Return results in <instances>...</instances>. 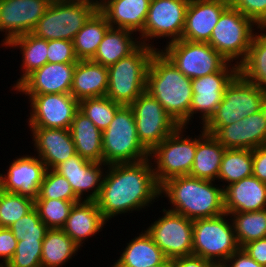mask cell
<instances>
[{
    "label": "cell",
    "instance_id": "cell-1",
    "mask_svg": "<svg viewBox=\"0 0 266 267\" xmlns=\"http://www.w3.org/2000/svg\"><path fill=\"white\" fill-rule=\"evenodd\" d=\"M150 158L135 163L108 165L100 193L95 200L103 218L108 221L128 211H140L160 195ZM107 173V174H106Z\"/></svg>",
    "mask_w": 266,
    "mask_h": 267
},
{
    "label": "cell",
    "instance_id": "cell-2",
    "mask_svg": "<svg viewBox=\"0 0 266 267\" xmlns=\"http://www.w3.org/2000/svg\"><path fill=\"white\" fill-rule=\"evenodd\" d=\"M186 77L160 50L152 55L147 70L146 91L179 125L189 124L193 91Z\"/></svg>",
    "mask_w": 266,
    "mask_h": 267
},
{
    "label": "cell",
    "instance_id": "cell-3",
    "mask_svg": "<svg viewBox=\"0 0 266 267\" xmlns=\"http://www.w3.org/2000/svg\"><path fill=\"white\" fill-rule=\"evenodd\" d=\"M215 186L211 180L176 176L160 185V195L169 198L170 211L191 220L210 218L225 213L223 188Z\"/></svg>",
    "mask_w": 266,
    "mask_h": 267
},
{
    "label": "cell",
    "instance_id": "cell-4",
    "mask_svg": "<svg viewBox=\"0 0 266 267\" xmlns=\"http://www.w3.org/2000/svg\"><path fill=\"white\" fill-rule=\"evenodd\" d=\"M158 48L141 44L127 57L108 69L106 96L116 103L130 106L144 91L150 59Z\"/></svg>",
    "mask_w": 266,
    "mask_h": 267
},
{
    "label": "cell",
    "instance_id": "cell-5",
    "mask_svg": "<svg viewBox=\"0 0 266 267\" xmlns=\"http://www.w3.org/2000/svg\"><path fill=\"white\" fill-rule=\"evenodd\" d=\"M97 10L98 0H52L31 33L47 41H73Z\"/></svg>",
    "mask_w": 266,
    "mask_h": 267
},
{
    "label": "cell",
    "instance_id": "cell-6",
    "mask_svg": "<svg viewBox=\"0 0 266 267\" xmlns=\"http://www.w3.org/2000/svg\"><path fill=\"white\" fill-rule=\"evenodd\" d=\"M103 163H135L150 156L137 135L133 109L122 105L107 129L102 131Z\"/></svg>",
    "mask_w": 266,
    "mask_h": 267
},
{
    "label": "cell",
    "instance_id": "cell-7",
    "mask_svg": "<svg viewBox=\"0 0 266 267\" xmlns=\"http://www.w3.org/2000/svg\"><path fill=\"white\" fill-rule=\"evenodd\" d=\"M266 106V92L247 81L239 73L226 87L215 113L202 126L221 128L251 116Z\"/></svg>",
    "mask_w": 266,
    "mask_h": 267
},
{
    "label": "cell",
    "instance_id": "cell-8",
    "mask_svg": "<svg viewBox=\"0 0 266 267\" xmlns=\"http://www.w3.org/2000/svg\"><path fill=\"white\" fill-rule=\"evenodd\" d=\"M227 216L230 215L224 213L220 216L193 220L192 255L221 266L240 248L233 222H228Z\"/></svg>",
    "mask_w": 266,
    "mask_h": 267
},
{
    "label": "cell",
    "instance_id": "cell-9",
    "mask_svg": "<svg viewBox=\"0 0 266 267\" xmlns=\"http://www.w3.org/2000/svg\"><path fill=\"white\" fill-rule=\"evenodd\" d=\"M256 23L230 5L222 12L211 33L209 44L227 61L239 65L252 43Z\"/></svg>",
    "mask_w": 266,
    "mask_h": 267
},
{
    "label": "cell",
    "instance_id": "cell-10",
    "mask_svg": "<svg viewBox=\"0 0 266 267\" xmlns=\"http://www.w3.org/2000/svg\"><path fill=\"white\" fill-rule=\"evenodd\" d=\"M184 129H186L184 126H179L149 153V158H155L153 162L156 165L153 171L159 185L170 178L190 174L196 153L197 138L184 137Z\"/></svg>",
    "mask_w": 266,
    "mask_h": 267
},
{
    "label": "cell",
    "instance_id": "cell-11",
    "mask_svg": "<svg viewBox=\"0 0 266 267\" xmlns=\"http://www.w3.org/2000/svg\"><path fill=\"white\" fill-rule=\"evenodd\" d=\"M161 52L191 79L216 73L229 62L209 43L182 39L168 43Z\"/></svg>",
    "mask_w": 266,
    "mask_h": 267
},
{
    "label": "cell",
    "instance_id": "cell-12",
    "mask_svg": "<svg viewBox=\"0 0 266 267\" xmlns=\"http://www.w3.org/2000/svg\"><path fill=\"white\" fill-rule=\"evenodd\" d=\"M140 143L151 152L172 134L179 125L162 105L144 91L131 105Z\"/></svg>",
    "mask_w": 266,
    "mask_h": 267
},
{
    "label": "cell",
    "instance_id": "cell-13",
    "mask_svg": "<svg viewBox=\"0 0 266 267\" xmlns=\"http://www.w3.org/2000/svg\"><path fill=\"white\" fill-rule=\"evenodd\" d=\"M161 218L152 223L146 232L169 260L192 255L193 220L166 210Z\"/></svg>",
    "mask_w": 266,
    "mask_h": 267
},
{
    "label": "cell",
    "instance_id": "cell-14",
    "mask_svg": "<svg viewBox=\"0 0 266 267\" xmlns=\"http://www.w3.org/2000/svg\"><path fill=\"white\" fill-rule=\"evenodd\" d=\"M190 0H151L147 18L140 37L141 44L151 46L146 41L168 37L169 42L180 40L185 27L186 10ZM148 38V39H147Z\"/></svg>",
    "mask_w": 266,
    "mask_h": 267
},
{
    "label": "cell",
    "instance_id": "cell-15",
    "mask_svg": "<svg viewBox=\"0 0 266 267\" xmlns=\"http://www.w3.org/2000/svg\"><path fill=\"white\" fill-rule=\"evenodd\" d=\"M31 102L30 128L70 129L79 101L70 93L25 94Z\"/></svg>",
    "mask_w": 266,
    "mask_h": 267
},
{
    "label": "cell",
    "instance_id": "cell-16",
    "mask_svg": "<svg viewBox=\"0 0 266 267\" xmlns=\"http://www.w3.org/2000/svg\"><path fill=\"white\" fill-rule=\"evenodd\" d=\"M229 62L218 72L192 79L193 91L190 105L189 121L193 114L200 112L202 125L215 113L223 99L226 87L238 74V65L231 67ZM231 67V68H230Z\"/></svg>",
    "mask_w": 266,
    "mask_h": 267
},
{
    "label": "cell",
    "instance_id": "cell-17",
    "mask_svg": "<svg viewBox=\"0 0 266 267\" xmlns=\"http://www.w3.org/2000/svg\"><path fill=\"white\" fill-rule=\"evenodd\" d=\"M52 0H0V31L3 45L31 33Z\"/></svg>",
    "mask_w": 266,
    "mask_h": 267
},
{
    "label": "cell",
    "instance_id": "cell-18",
    "mask_svg": "<svg viewBox=\"0 0 266 267\" xmlns=\"http://www.w3.org/2000/svg\"><path fill=\"white\" fill-rule=\"evenodd\" d=\"M226 149L253 150L266 145V106L251 116L221 128H202Z\"/></svg>",
    "mask_w": 266,
    "mask_h": 267
},
{
    "label": "cell",
    "instance_id": "cell-19",
    "mask_svg": "<svg viewBox=\"0 0 266 267\" xmlns=\"http://www.w3.org/2000/svg\"><path fill=\"white\" fill-rule=\"evenodd\" d=\"M107 164L92 162L80 157L77 153L58 164L53 170L62 175L70 183L75 195L82 201L85 194L90 192L84 200L95 201L102 187L104 171L103 166ZM103 171V172H102Z\"/></svg>",
    "mask_w": 266,
    "mask_h": 267
},
{
    "label": "cell",
    "instance_id": "cell-20",
    "mask_svg": "<svg viewBox=\"0 0 266 267\" xmlns=\"http://www.w3.org/2000/svg\"><path fill=\"white\" fill-rule=\"evenodd\" d=\"M76 63H46L29 74L14 90L23 94L70 93Z\"/></svg>",
    "mask_w": 266,
    "mask_h": 267
},
{
    "label": "cell",
    "instance_id": "cell-21",
    "mask_svg": "<svg viewBox=\"0 0 266 267\" xmlns=\"http://www.w3.org/2000/svg\"><path fill=\"white\" fill-rule=\"evenodd\" d=\"M228 6L229 0H190L181 39L208 43L212 30Z\"/></svg>",
    "mask_w": 266,
    "mask_h": 267
},
{
    "label": "cell",
    "instance_id": "cell-22",
    "mask_svg": "<svg viewBox=\"0 0 266 267\" xmlns=\"http://www.w3.org/2000/svg\"><path fill=\"white\" fill-rule=\"evenodd\" d=\"M46 165L35 156L14 159L5 175L0 174L2 190L35 199L46 173Z\"/></svg>",
    "mask_w": 266,
    "mask_h": 267
},
{
    "label": "cell",
    "instance_id": "cell-23",
    "mask_svg": "<svg viewBox=\"0 0 266 267\" xmlns=\"http://www.w3.org/2000/svg\"><path fill=\"white\" fill-rule=\"evenodd\" d=\"M32 129V130H31ZM38 158L47 169H54L76 154L70 129L30 128Z\"/></svg>",
    "mask_w": 266,
    "mask_h": 267
},
{
    "label": "cell",
    "instance_id": "cell-24",
    "mask_svg": "<svg viewBox=\"0 0 266 267\" xmlns=\"http://www.w3.org/2000/svg\"><path fill=\"white\" fill-rule=\"evenodd\" d=\"M222 188L227 214L266 209V183L253 175Z\"/></svg>",
    "mask_w": 266,
    "mask_h": 267
},
{
    "label": "cell",
    "instance_id": "cell-25",
    "mask_svg": "<svg viewBox=\"0 0 266 267\" xmlns=\"http://www.w3.org/2000/svg\"><path fill=\"white\" fill-rule=\"evenodd\" d=\"M150 2L151 0H99L98 10L106 17L110 27L141 33Z\"/></svg>",
    "mask_w": 266,
    "mask_h": 267
},
{
    "label": "cell",
    "instance_id": "cell-26",
    "mask_svg": "<svg viewBox=\"0 0 266 267\" xmlns=\"http://www.w3.org/2000/svg\"><path fill=\"white\" fill-rule=\"evenodd\" d=\"M106 222L95 201L82 200L74 204L61 229L81 247L85 239L102 231Z\"/></svg>",
    "mask_w": 266,
    "mask_h": 267
},
{
    "label": "cell",
    "instance_id": "cell-27",
    "mask_svg": "<svg viewBox=\"0 0 266 267\" xmlns=\"http://www.w3.org/2000/svg\"><path fill=\"white\" fill-rule=\"evenodd\" d=\"M107 90V67L92 60H79L76 63L70 91L76 100L106 96Z\"/></svg>",
    "mask_w": 266,
    "mask_h": 267
},
{
    "label": "cell",
    "instance_id": "cell-28",
    "mask_svg": "<svg viewBox=\"0 0 266 267\" xmlns=\"http://www.w3.org/2000/svg\"><path fill=\"white\" fill-rule=\"evenodd\" d=\"M70 132L76 153L80 157L103 163L102 131L80 110L74 116Z\"/></svg>",
    "mask_w": 266,
    "mask_h": 267
},
{
    "label": "cell",
    "instance_id": "cell-29",
    "mask_svg": "<svg viewBox=\"0 0 266 267\" xmlns=\"http://www.w3.org/2000/svg\"><path fill=\"white\" fill-rule=\"evenodd\" d=\"M197 139V147L193 166L189 176L215 182L226 148L211 134L201 131Z\"/></svg>",
    "mask_w": 266,
    "mask_h": 267
},
{
    "label": "cell",
    "instance_id": "cell-30",
    "mask_svg": "<svg viewBox=\"0 0 266 267\" xmlns=\"http://www.w3.org/2000/svg\"><path fill=\"white\" fill-rule=\"evenodd\" d=\"M167 258L146 230L135 237L111 267H151L161 265Z\"/></svg>",
    "mask_w": 266,
    "mask_h": 267
},
{
    "label": "cell",
    "instance_id": "cell-31",
    "mask_svg": "<svg viewBox=\"0 0 266 267\" xmlns=\"http://www.w3.org/2000/svg\"><path fill=\"white\" fill-rule=\"evenodd\" d=\"M134 32L110 27L99 44L96 54L91 59L109 67L134 52L142 41L132 37ZM135 39V40H134Z\"/></svg>",
    "mask_w": 266,
    "mask_h": 267
},
{
    "label": "cell",
    "instance_id": "cell-32",
    "mask_svg": "<svg viewBox=\"0 0 266 267\" xmlns=\"http://www.w3.org/2000/svg\"><path fill=\"white\" fill-rule=\"evenodd\" d=\"M109 28L106 17L97 10L73 39L76 57L79 60H91Z\"/></svg>",
    "mask_w": 266,
    "mask_h": 267
},
{
    "label": "cell",
    "instance_id": "cell-33",
    "mask_svg": "<svg viewBox=\"0 0 266 267\" xmlns=\"http://www.w3.org/2000/svg\"><path fill=\"white\" fill-rule=\"evenodd\" d=\"M79 248L62 229H48L42 244L41 267H60L72 259Z\"/></svg>",
    "mask_w": 266,
    "mask_h": 267
},
{
    "label": "cell",
    "instance_id": "cell-34",
    "mask_svg": "<svg viewBox=\"0 0 266 267\" xmlns=\"http://www.w3.org/2000/svg\"><path fill=\"white\" fill-rule=\"evenodd\" d=\"M8 47H19L22 51V76L17 80L15 89L34 70L45 65L47 60V40L39 38L32 33L24 34L13 39ZM24 69V70H23Z\"/></svg>",
    "mask_w": 266,
    "mask_h": 267
},
{
    "label": "cell",
    "instance_id": "cell-35",
    "mask_svg": "<svg viewBox=\"0 0 266 267\" xmlns=\"http://www.w3.org/2000/svg\"><path fill=\"white\" fill-rule=\"evenodd\" d=\"M253 155L249 149H226L222 157L218 180L228 185L252 176Z\"/></svg>",
    "mask_w": 266,
    "mask_h": 267
},
{
    "label": "cell",
    "instance_id": "cell-36",
    "mask_svg": "<svg viewBox=\"0 0 266 267\" xmlns=\"http://www.w3.org/2000/svg\"><path fill=\"white\" fill-rule=\"evenodd\" d=\"M233 222L240 248L245 244L266 237V209L253 212L228 213Z\"/></svg>",
    "mask_w": 266,
    "mask_h": 267
},
{
    "label": "cell",
    "instance_id": "cell-37",
    "mask_svg": "<svg viewBox=\"0 0 266 267\" xmlns=\"http://www.w3.org/2000/svg\"><path fill=\"white\" fill-rule=\"evenodd\" d=\"M121 106L107 96L86 98L79 101V110L101 131L108 128Z\"/></svg>",
    "mask_w": 266,
    "mask_h": 267
},
{
    "label": "cell",
    "instance_id": "cell-38",
    "mask_svg": "<svg viewBox=\"0 0 266 267\" xmlns=\"http://www.w3.org/2000/svg\"><path fill=\"white\" fill-rule=\"evenodd\" d=\"M34 208V199L17 193L0 192V227H7Z\"/></svg>",
    "mask_w": 266,
    "mask_h": 267
},
{
    "label": "cell",
    "instance_id": "cell-39",
    "mask_svg": "<svg viewBox=\"0 0 266 267\" xmlns=\"http://www.w3.org/2000/svg\"><path fill=\"white\" fill-rule=\"evenodd\" d=\"M77 202L79 201L34 199V207L36 208L41 221L49 229H61L65 225L72 207Z\"/></svg>",
    "mask_w": 266,
    "mask_h": 267
},
{
    "label": "cell",
    "instance_id": "cell-40",
    "mask_svg": "<svg viewBox=\"0 0 266 267\" xmlns=\"http://www.w3.org/2000/svg\"><path fill=\"white\" fill-rule=\"evenodd\" d=\"M35 199L81 201L75 195L67 179L53 169L46 170L43 181L39 187L38 196Z\"/></svg>",
    "mask_w": 266,
    "mask_h": 267
},
{
    "label": "cell",
    "instance_id": "cell-41",
    "mask_svg": "<svg viewBox=\"0 0 266 267\" xmlns=\"http://www.w3.org/2000/svg\"><path fill=\"white\" fill-rule=\"evenodd\" d=\"M9 229L18 241H36L44 240L49 228L41 221L34 207L30 212L11 224Z\"/></svg>",
    "mask_w": 266,
    "mask_h": 267
},
{
    "label": "cell",
    "instance_id": "cell-42",
    "mask_svg": "<svg viewBox=\"0 0 266 267\" xmlns=\"http://www.w3.org/2000/svg\"><path fill=\"white\" fill-rule=\"evenodd\" d=\"M42 244L43 240L18 241L15 254L4 267H41Z\"/></svg>",
    "mask_w": 266,
    "mask_h": 267
},
{
    "label": "cell",
    "instance_id": "cell-43",
    "mask_svg": "<svg viewBox=\"0 0 266 267\" xmlns=\"http://www.w3.org/2000/svg\"><path fill=\"white\" fill-rule=\"evenodd\" d=\"M48 63H77L73 41L68 40H48L47 41Z\"/></svg>",
    "mask_w": 266,
    "mask_h": 267
},
{
    "label": "cell",
    "instance_id": "cell-44",
    "mask_svg": "<svg viewBox=\"0 0 266 267\" xmlns=\"http://www.w3.org/2000/svg\"><path fill=\"white\" fill-rule=\"evenodd\" d=\"M229 5L252 19L256 26H266V0H229Z\"/></svg>",
    "mask_w": 266,
    "mask_h": 267
},
{
    "label": "cell",
    "instance_id": "cell-45",
    "mask_svg": "<svg viewBox=\"0 0 266 267\" xmlns=\"http://www.w3.org/2000/svg\"><path fill=\"white\" fill-rule=\"evenodd\" d=\"M18 240L7 227H0V257L2 266H5L16 251Z\"/></svg>",
    "mask_w": 266,
    "mask_h": 267
},
{
    "label": "cell",
    "instance_id": "cell-46",
    "mask_svg": "<svg viewBox=\"0 0 266 267\" xmlns=\"http://www.w3.org/2000/svg\"><path fill=\"white\" fill-rule=\"evenodd\" d=\"M242 248L259 265L266 267V237L251 241Z\"/></svg>",
    "mask_w": 266,
    "mask_h": 267
},
{
    "label": "cell",
    "instance_id": "cell-47",
    "mask_svg": "<svg viewBox=\"0 0 266 267\" xmlns=\"http://www.w3.org/2000/svg\"><path fill=\"white\" fill-rule=\"evenodd\" d=\"M253 176L266 183V145L252 150Z\"/></svg>",
    "mask_w": 266,
    "mask_h": 267
},
{
    "label": "cell",
    "instance_id": "cell-48",
    "mask_svg": "<svg viewBox=\"0 0 266 267\" xmlns=\"http://www.w3.org/2000/svg\"><path fill=\"white\" fill-rule=\"evenodd\" d=\"M230 262V264H229ZM228 263V264H227ZM222 267H264L259 265L252 259L243 248L236 250L226 261Z\"/></svg>",
    "mask_w": 266,
    "mask_h": 267
},
{
    "label": "cell",
    "instance_id": "cell-49",
    "mask_svg": "<svg viewBox=\"0 0 266 267\" xmlns=\"http://www.w3.org/2000/svg\"><path fill=\"white\" fill-rule=\"evenodd\" d=\"M170 264L171 267H218L216 263L195 255L172 259Z\"/></svg>",
    "mask_w": 266,
    "mask_h": 267
},
{
    "label": "cell",
    "instance_id": "cell-50",
    "mask_svg": "<svg viewBox=\"0 0 266 267\" xmlns=\"http://www.w3.org/2000/svg\"><path fill=\"white\" fill-rule=\"evenodd\" d=\"M151 267H171L170 260L166 259L161 265H156V266H151Z\"/></svg>",
    "mask_w": 266,
    "mask_h": 267
},
{
    "label": "cell",
    "instance_id": "cell-51",
    "mask_svg": "<svg viewBox=\"0 0 266 267\" xmlns=\"http://www.w3.org/2000/svg\"><path fill=\"white\" fill-rule=\"evenodd\" d=\"M2 191V183H1V178H0V192Z\"/></svg>",
    "mask_w": 266,
    "mask_h": 267
}]
</instances>
